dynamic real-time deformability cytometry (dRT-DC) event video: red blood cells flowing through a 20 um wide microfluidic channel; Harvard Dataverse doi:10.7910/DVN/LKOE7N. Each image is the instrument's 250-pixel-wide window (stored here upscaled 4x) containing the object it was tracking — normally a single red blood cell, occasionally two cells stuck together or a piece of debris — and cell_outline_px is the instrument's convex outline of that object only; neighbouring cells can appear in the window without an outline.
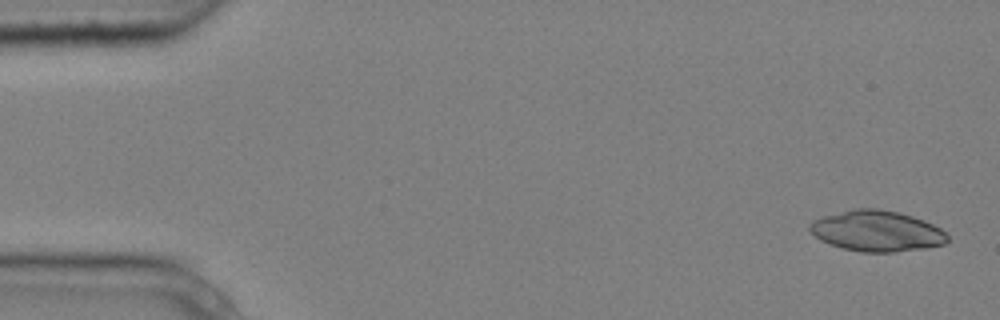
{"species": "common noctule bat (a hibernating species)", "species_latin": "Nyctalus noctula", "temperature_condition": "cold", "stored_images_in_passage": 6, "camera_frame_rate_fps": 3000, "um_per_image_px": 0.085, "animal": {"sex": "male", "body_mass_g": 20.4}, "frame": {"image": 1, "passage_image": 1, "time_ms": 0.0, "image_size_px": [1000, 320], "cell_outline_px": [[948, 240], [944, 244], [924, 248], [892, 252], [860, 252], [844, 248], [820, 240], [808, 228], [808, 224], [812, 220], [820, 216], [856, 208], [880, 208], [900, 212], [924, 220], [940, 228], [948, 236]], "centroid_in_image_um": [74.51, 19.62], "position_along_channel_um": 10.5, "area_um2": 32.77}}